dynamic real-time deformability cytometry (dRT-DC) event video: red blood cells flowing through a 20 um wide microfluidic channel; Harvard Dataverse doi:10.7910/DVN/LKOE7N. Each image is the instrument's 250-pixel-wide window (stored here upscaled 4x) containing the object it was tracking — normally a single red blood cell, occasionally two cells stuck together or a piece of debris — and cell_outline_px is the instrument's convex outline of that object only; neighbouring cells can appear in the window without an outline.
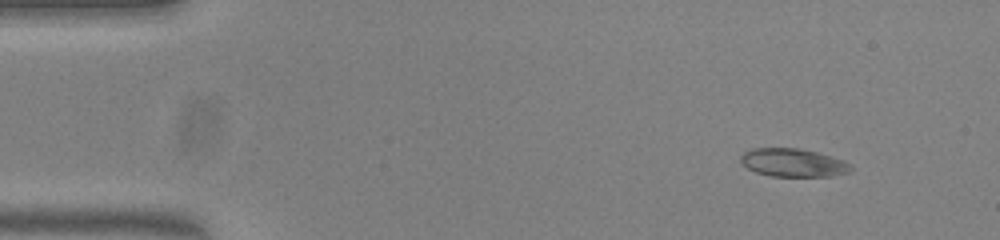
{"species": "common noctule bat (a hibernating species)", "species_latin": "Nyctalus noctula", "temperature_condition": "warm", "stored_images_in_passage": 53, "camera_frame_rate_fps": 3000, "um_per_image_px": 0.085, "animal": {"sex": "female", "body_mass_g": 23.0, "forearm_length_mm": 53.4}, "frame": {"image": 1, "passage_image": 5, "time_ms": 1.333, "image_size_px": [1000, 240], "cell_outline_px": [[852, 172], [832, 176], [772, 176], [756, 172], [748, 168], [740, 160], [740, 156], [744, 152], [752, 148], [800, 148], [816, 152], [844, 160], [852, 164]], "centroid_in_image_um": [67.45, 13.83], "position_along_channel_um": 17.5, "area_um2": 18.15}}
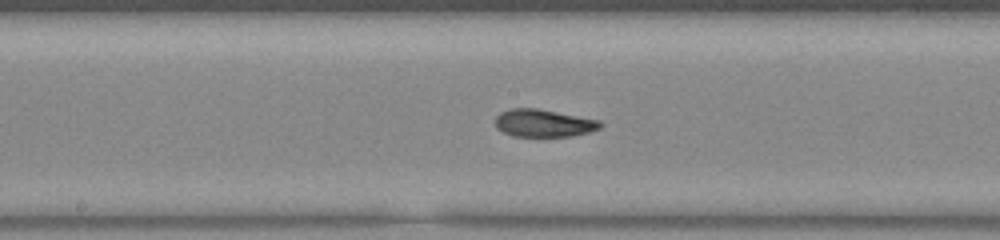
{"frame": {"image": 2, "passage_image": 27, "time_ms": 8.667, "image_size_px": [1000, 240], "cell_outline_px": [[604, 124], [600, 128], [588, 132], [572, 136], [512, 136], [496, 128], [496, 116], [500, 112], [508, 108], [536, 108], [600, 120]], "centroid_in_image_um": [46.2, 10.46], "position_along_channel_um": 202.0, "area_um2": 16.88}}
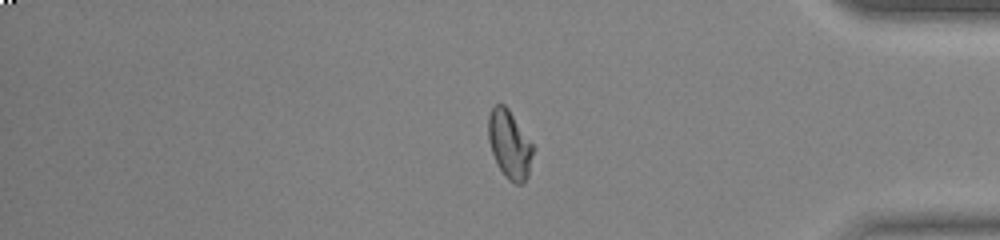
{"frame": {"image": 3, "passage_image": 44, "time_ms": 14.333, "image_size_px": [1000, 240], "cell_outline_px": [[536, 148], [528, 176], [520, 184], [516, 184], [508, 180], [500, 168], [492, 152], [488, 140], [488, 116], [492, 108], [496, 104], [504, 104], [508, 108]], "centroid_in_image_um": [43.34, 12.27], "position_along_channel_um": 391.9, "area_um2": 17.86}, "authors_computed_cell_mechanics": {"area_um2": 17.7446, "velocity_mm_per_s": 3.8292, "shape_relaxation_time_tau1_ms": 7.3229, "shape_relaxation_time_tau2_ms": 2.0558, "deformation_change_tau1": 0.1945, "deformation_change_tau2": 0.069}}